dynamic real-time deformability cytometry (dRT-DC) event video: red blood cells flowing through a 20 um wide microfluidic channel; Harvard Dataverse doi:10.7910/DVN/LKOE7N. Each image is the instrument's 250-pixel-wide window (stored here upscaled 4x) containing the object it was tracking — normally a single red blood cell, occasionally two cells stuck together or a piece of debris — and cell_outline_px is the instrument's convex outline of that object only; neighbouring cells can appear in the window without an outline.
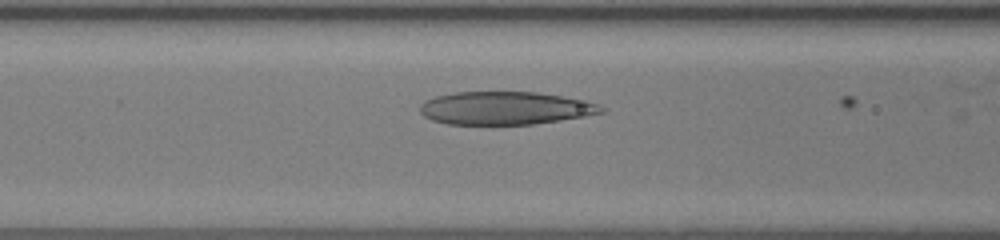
{"species": "human", "species_latin": "Homo sapiens", "temperature_condition": "room temperature", "stored_images_in_passage": 36, "camera_frame_rate_fps": 3000, "um_per_image_px": 0.085, "donor": {"sex": "female"}, "frame": {"image": 1, "passage_image": 13, "time_ms": 4.0, "image_size_px": [1000, 240], "cell_outline_px": [[608, 108], [604, 112], [584, 116], [560, 120], [532, 124], [448, 124], [432, 120], [424, 116], [420, 112], [420, 104], [424, 100], [436, 96], [456, 92], [536, 92], [564, 96], [588, 100], [600, 104]], "centroid_in_image_um": [42.99, 9.18], "position_along_channel_um": 123.6, "area_um2": 35.08}}
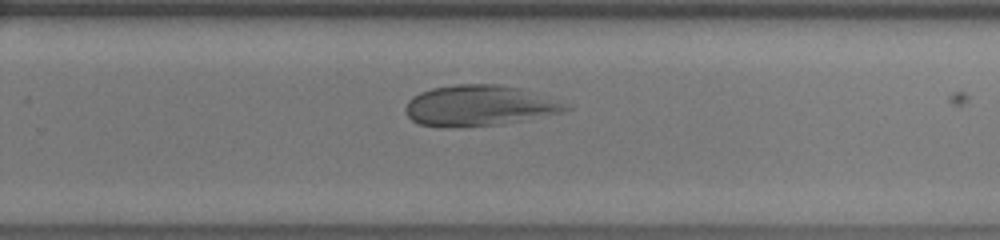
{"frame": {"image": 2, "passage_image": 25, "time_ms": 8.0, "image_size_px": [1000, 240], "cell_outline_px": [[572, 108], [564, 112], [500, 124], [420, 124], [412, 120], [408, 116], [404, 108], [408, 100], [412, 96], [420, 92], [432, 88], [456, 84], [500, 84], [520, 88], [572, 104]], "centroid_in_image_um": [40.81, 8.92], "position_along_channel_um": 289.0, "area_um2": 37.11}}
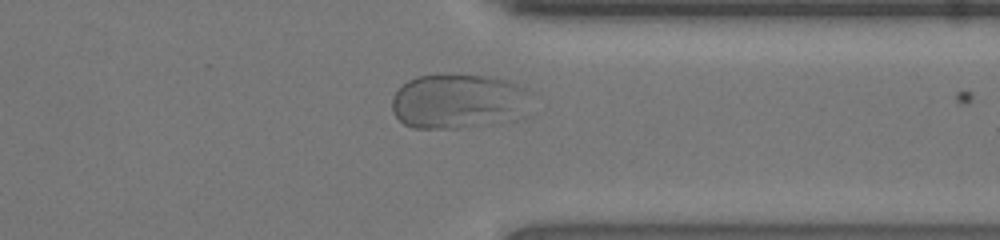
{"frame": {"image": 3, "passage_image": 31, "time_ms": 10.0, "image_size_px": [1000, 240], "cell_outline_px": [[536, 96], [524, 116], [516, 120], [500, 124], [456, 128], [412, 128], [404, 124], [392, 112], [392, 96], [408, 80], [416, 76], [488, 76], [508, 80], [520, 84], [528, 88]], "centroid_in_image_um": [39.11, 8.64], "position_along_channel_um": 372.3, "area_um2": 45.49}, "authors_computed_cell_mechanics": {"area_um2": 39.3618, "velocity_mm_per_s": 4.1385, "shape_relaxation_time_tau1_ms": 11.0078, "shape_relaxation_time_tau2_ms": null, "deformation_change_tau1": 0.277, "deformation_change_tau2": null}}